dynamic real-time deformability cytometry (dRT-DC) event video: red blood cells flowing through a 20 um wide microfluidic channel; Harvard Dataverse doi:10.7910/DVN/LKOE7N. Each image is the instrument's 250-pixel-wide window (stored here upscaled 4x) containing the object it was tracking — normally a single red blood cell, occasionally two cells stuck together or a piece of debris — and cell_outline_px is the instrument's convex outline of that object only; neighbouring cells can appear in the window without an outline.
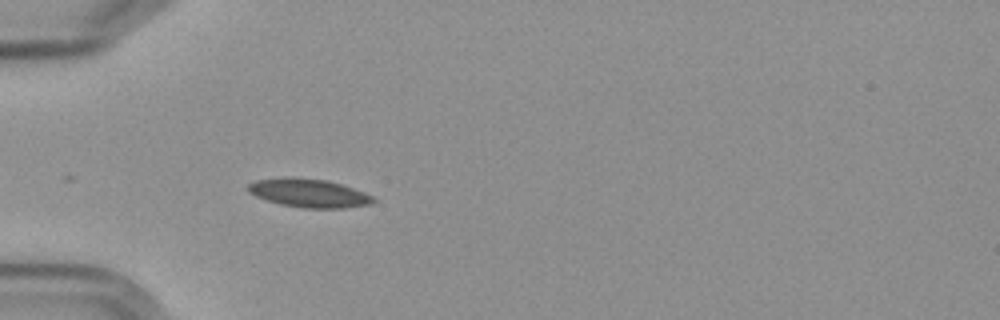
{"species": "Egyptian fruit bat (a non-hibernating species)", "species_latin": "Rousettus aegyptiacus", "temperature_condition": "cold", "stored_images_in_passage": 5, "camera_frame_rate_fps": 3000, "um_per_image_px": 0.085, "frame": {"image": 1, "passage_image": 5, "time_ms": 5.667, "image_size_px": [1000, 320], "cell_outline_px": [[376, 200], [368, 204], [344, 208], [304, 208], [280, 204], [256, 196], [248, 192], [248, 184], [256, 180], [324, 180], [340, 184], [364, 192], [372, 196]], "centroid_in_image_um": [26.3, 16.47], "position_along_channel_um": 58.7, "area_um2": 19.59}}